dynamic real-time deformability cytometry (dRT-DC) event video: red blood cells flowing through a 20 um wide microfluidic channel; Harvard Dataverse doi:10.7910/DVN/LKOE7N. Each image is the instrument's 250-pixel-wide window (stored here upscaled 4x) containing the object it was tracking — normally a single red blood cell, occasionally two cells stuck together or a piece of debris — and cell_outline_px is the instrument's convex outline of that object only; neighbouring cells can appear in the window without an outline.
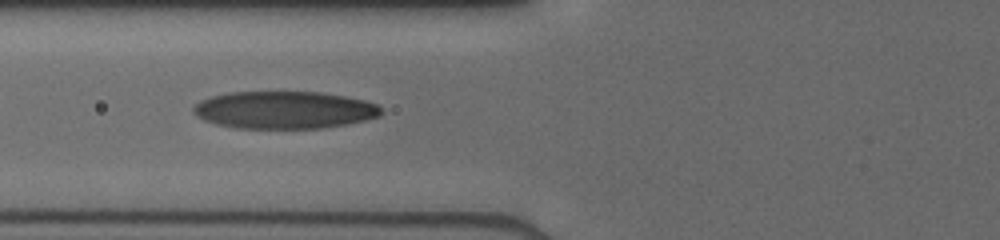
{"species": "human", "species_latin": "Homo sapiens", "temperature_condition": "cold", "stored_images_in_passage": 32, "camera_frame_rate_fps": 3000, "um_per_image_px": 0.085, "donor": {"sex": "male"}, "frame": {"image": 1, "passage_image": 4, "time_ms": 1.0, "image_size_px": [1000, 240], "cell_outline_px": [[384, 112], [380, 116], [348, 124], [324, 128], [236, 128], [216, 124], [204, 120], [196, 116], [192, 112], [192, 108], [196, 104], [212, 96], [228, 92], [320, 92], [344, 96], [364, 100], [376, 104]], "centroid_in_image_um": [24.17, 9.35], "position_along_channel_um": 101.6, "area_um2": 40.98}}
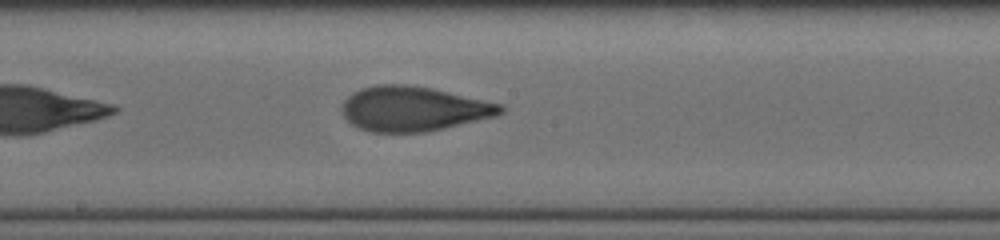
{"frame": {"image": 2, "passage_image": 12, "time_ms": 3.667, "image_size_px": [1000, 240], "cell_outline_px": [[504, 112], [496, 116], [444, 128], [424, 132], [372, 132], [360, 128], [352, 124], [344, 116], [340, 108], [344, 100], [352, 92], [360, 88], [376, 84], [404, 84], [432, 88], [504, 104]], "centroid_in_image_um": [35.14, 9.23], "position_along_channel_um": 213.1, "area_um2": 41.5}}
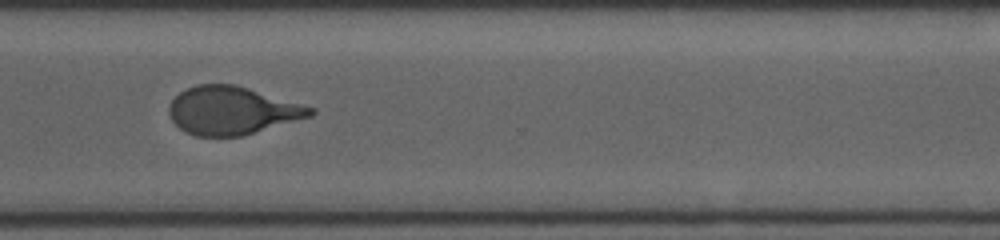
{"frame": {"image": 3, "passage_image": 22, "time_ms": 7.0, "image_size_px": [1000, 240], "cell_outline_px": [[316, 112], [312, 116], [240, 136], [196, 136], [184, 132], [172, 120], [168, 112], [168, 104], [180, 92], [196, 84], [236, 84], [316, 108]], "centroid_in_image_um": [19.72, 9.39], "position_along_channel_um": 350.9, "area_um2": 39.54}}